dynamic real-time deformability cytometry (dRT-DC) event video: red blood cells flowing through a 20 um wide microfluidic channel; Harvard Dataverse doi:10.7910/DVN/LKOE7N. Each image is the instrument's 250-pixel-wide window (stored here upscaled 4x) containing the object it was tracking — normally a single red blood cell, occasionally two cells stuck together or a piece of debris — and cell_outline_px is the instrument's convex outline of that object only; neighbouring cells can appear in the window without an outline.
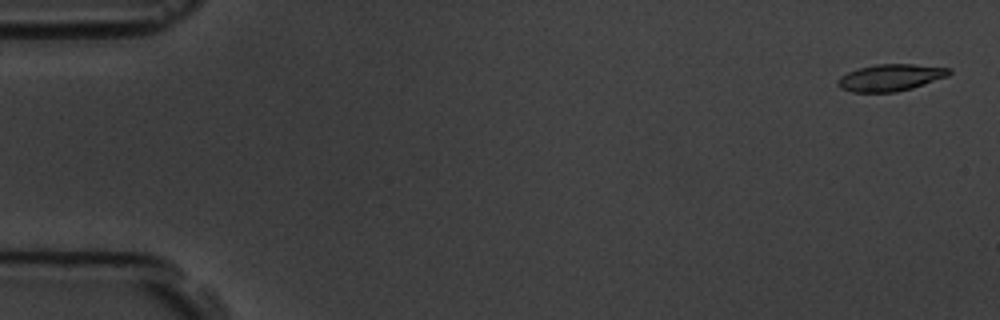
{"species": "common noctule bat (a hibernating species)", "species_latin": "Nyctalus noctula", "temperature_condition": "room temperature", "stored_images_in_passage": 6, "camera_frame_rate_fps": 3000, "um_per_image_px": 0.085, "animal": {"sex": "male", "body_mass_g": 19.5, "forearm_length_mm": 54.6}, "frame": {"image": 1, "passage_image": 1, "time_ms": 0.0, "image_size_px": [1000, 320], "cell_outline_px": [[952, 72], [948, 76], [912, 88], [896, 92], [852, 92], [840, 88], [836, 84], [836, 80], [840, 76], [848, 72], [860, 68], [876, 64], [912, 64], [952, 68]], "centroid_in_image_um": [75.68, 6.59], "position_along_channel_um": 9.3, "area_um2": 17.46}}
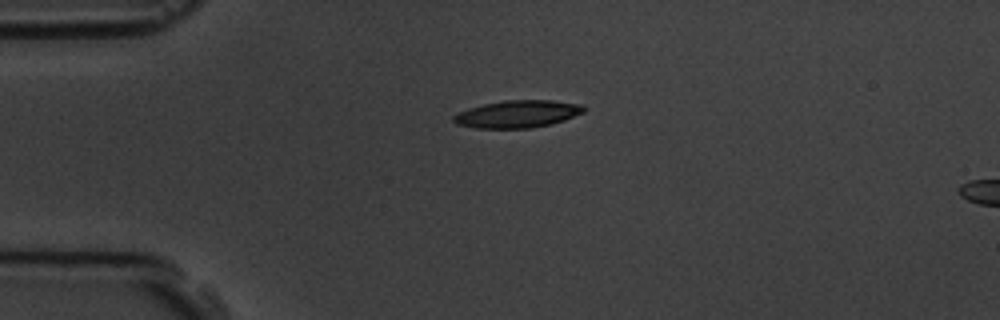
{"frame": {"image": 2, "passage_image": 6, "time_ms": 6.333, "image_size_px": [1000, 320], "cell_outline_px": [[584, 112], [564, 120], [552, 124], [532, 128], [476, 128], [456, 124], [452, 120], [452, 116], [468, 108], [484, 104], [504, 100], [552, 100], [580, 104], [584, 108]], "centroid_in_image_um": [43.97, 9.69], "position_along_channel_um": 41.0, "area_um2": 20.75}}